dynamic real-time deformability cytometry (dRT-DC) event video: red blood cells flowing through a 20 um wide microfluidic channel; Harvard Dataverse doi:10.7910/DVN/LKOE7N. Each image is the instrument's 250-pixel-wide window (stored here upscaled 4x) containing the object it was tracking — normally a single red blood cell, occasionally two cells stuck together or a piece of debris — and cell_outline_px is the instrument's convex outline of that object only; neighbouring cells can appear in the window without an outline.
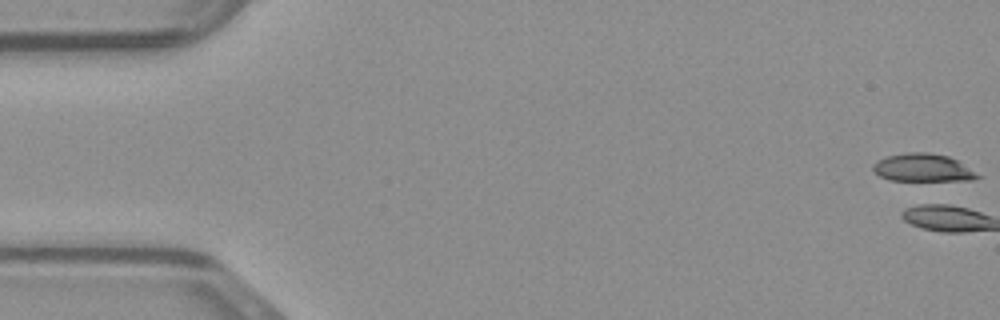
{"species": "common noctule bat (a hibernating species)", "species_latin": "Nyctalus noctula", "temperature_condition": "warm", "stored_images_in_passage": 2, "camera_frame_rate_fps": 3000, "um_per_image_px": 0.085, "animal": {"sex": "male", "body_mass_g": 23.1, "forearm_length_mm": 52.7}, "frame": {"image": 1, "passage_image": 1, "time_ms": 0.0, "image_size_px": [1000, 320], "cell_outline_px": [[980, 176], [972, 180], [888, 180], [880, 176], [872, 168], [872, 164], [888, 156], [908, 152], [928, 152], [948, 156], [956, 160]], "centroid_in_image_um": [78.4, 14.25], "position_along_channel_um": 6.6, "area_um2": 16.53}}